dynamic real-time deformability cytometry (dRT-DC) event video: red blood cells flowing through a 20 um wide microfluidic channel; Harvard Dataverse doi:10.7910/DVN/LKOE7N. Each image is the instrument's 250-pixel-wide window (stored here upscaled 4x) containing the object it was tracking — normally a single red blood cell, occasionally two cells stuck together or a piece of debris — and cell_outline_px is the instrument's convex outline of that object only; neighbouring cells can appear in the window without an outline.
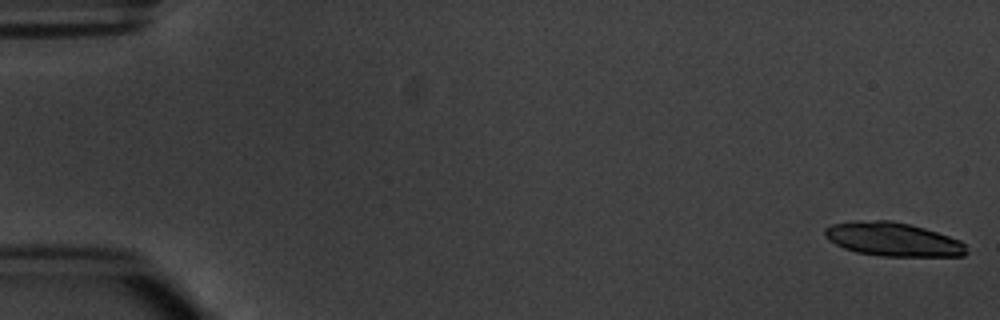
{"species": "common noctule bat (a hibernating species)", "species_latin": "Nyctalus noctula", "temperature_condition": "warm", "stored_images_in_passage": 5, "camera_frame_rate_fps": 3000, "um_per_image_px": 0.085, "animal": {"sex": "male", "body_mass_g": 20.1, "forearm_length_mm": 53.5}, "frame": {"image": 1, "passage_image": 1, "time_ms": 0.0, "image_size_px": [1000, 320], "cell_outline_px": [[968, 252], [964, 256], [884, 256], [856, 252], [844, 248], [828, 240], [824, 236], [824, 228], [832, 224], [856, 220], [892, 220], [924, 228], [960, 240], [964, 244]], "centroid_in_image_um": [75.87, 20.34], "position_along_channel_um": 9.1, "area_um2": 27.86}}